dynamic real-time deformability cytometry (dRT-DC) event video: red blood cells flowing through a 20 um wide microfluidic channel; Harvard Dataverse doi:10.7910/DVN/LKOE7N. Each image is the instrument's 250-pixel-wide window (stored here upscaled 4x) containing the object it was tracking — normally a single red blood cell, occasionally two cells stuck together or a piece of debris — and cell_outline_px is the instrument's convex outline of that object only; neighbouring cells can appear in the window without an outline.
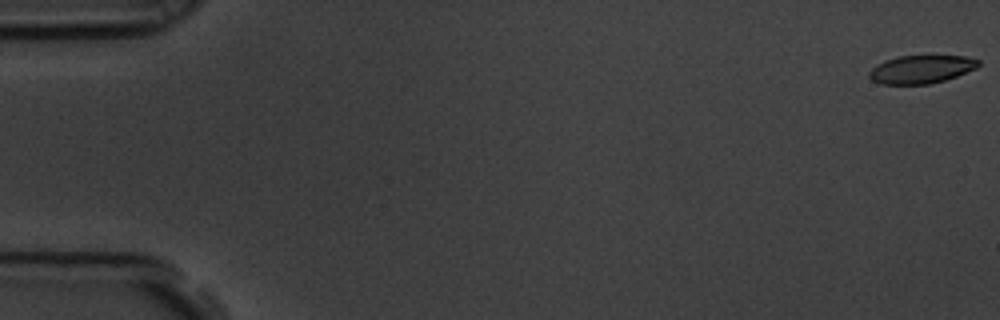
{"species": "common noctule bat (a hibernating species)", "species_latin": "Nyctalus noctula", "temperature_condition": "room temperature", "stored_images_in_passage": 13, "camera_frame_rate_fps": 3000, "um_per_image_px": 0.085, "animal": {"sex": "male", "body_mass_g": 19.5, "forearm_length_mm": 54.6}, "frame": {"image": 1, "passage_image": 1, "time_ms": 0.0, "image_size_px": [1000, 320], "cell_outline_px": [[980, 64], [976, 68], [956, 76], [944, 80], [928, 84], [880, 84], [872, 80], [868, 76], [868, 72], [876, 64], [884, 60], [900, 56], [964, 56], [980, 60]], "centroid_in_image_um": [78.27, 5.89], "position_along_channel_um": 6.7, "area_um2": 17.86}}